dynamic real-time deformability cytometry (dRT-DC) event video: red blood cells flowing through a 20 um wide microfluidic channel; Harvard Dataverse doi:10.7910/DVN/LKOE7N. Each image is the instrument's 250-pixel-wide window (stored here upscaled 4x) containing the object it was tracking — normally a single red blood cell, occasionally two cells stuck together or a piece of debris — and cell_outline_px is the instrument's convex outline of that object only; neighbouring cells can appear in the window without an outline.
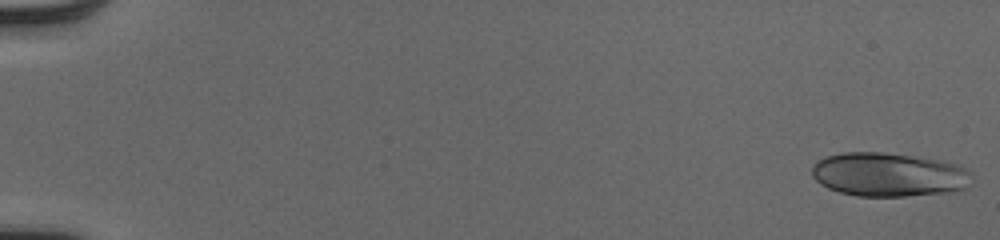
{"species": "human", "species_latin": "Homo sapiens", "temperature_condition": "cold", "stored_images_in_passage": 51, "camera_frame_rate_fps": 3000, "um_per_image_px": 0.085, "donor": {"sex": "male"}, "frame": {"image": 1, "passage_image": 1, "time_ms": 0.0, "image_size_px": [1000, 240], "cell_outline_px": [[972, 176], [964, 188], [952, 192], [904, 196], [856, 196], [840, 192], [828, 188], [820, 184], [812, 176], [812, 164], [816, 160], [828, 156], [844, 152], [880, 152], [940, 160], [956, 164], [972, 172]], "centroid_in_image_um": [75.51, 14.84], "position_along_channel_um": 9.5, "area_um2": 40.81}}
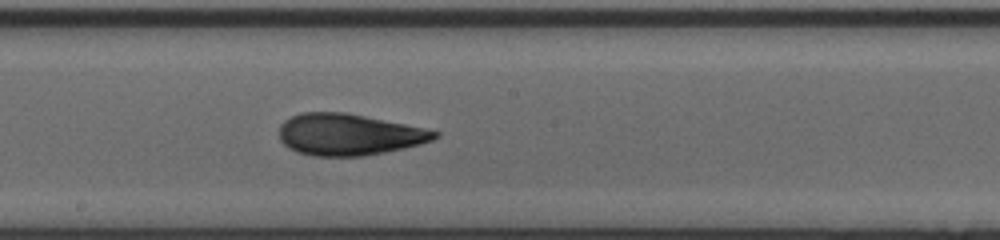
{"frame": {"image": 2, "passage_image": 30, "time_ms": 9.667, "image_size_px": [1000, 240], "cell_outline_px": [[440, 136], [432, 140], [420, 144], [404, 148], [364, 156], [312, 156], [296, 152], [288, 148], [280, 140], [280, 124], [284, 120], [300, 112], [348, 112], [424, 128], [440, 132]], "centroid_in_image_um": [29.63, 11.43], "position_along_channel_um": 218.6, "area_um2": 37.8}}
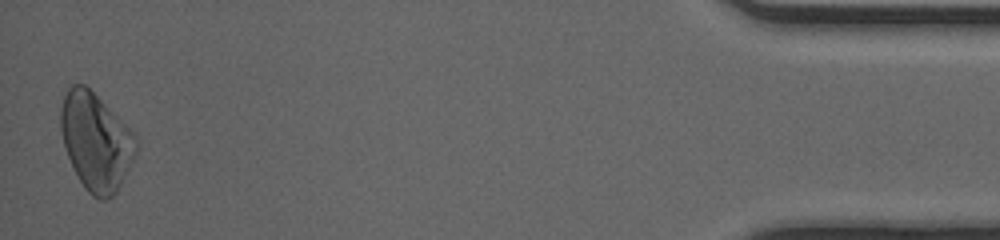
{"frame": {"image": 3, "passage_image": 51, "time_ms": 16.667, "image_size_px": [1000, 240], "cell_outline_px": [[140, 144], [136, 156], [116, 192], [108, 200], [100, 200], [92, 196], [84, 188], [68, 156], [64, 144], [60, 128], [60, 108], [64, 96], [68, 88], [72, 84], [84, 84], [136, 136]], "centroid_in_image_um": [8.16, 12.07], "position_along_channel_um": 427.0, "area_um2": 42.31}, "authors_computed_cell_mechanics": {"area_um2": 37.6856, "velocity_mm_per_s": 4.1034, "shape_relaxation_time_tau1_ms": 4.9284, "shape_relaxation_time_tau2_ms": 1.9384, "deformation_change_tau1": 0.1739, "deformation_change_tau2": 0.0789}}